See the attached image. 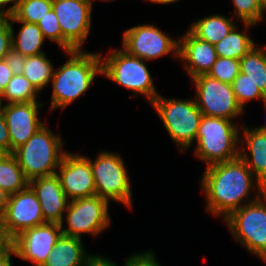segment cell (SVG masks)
Returning a JSON list of instances; mask_svg holds the SVG:
<instances>
[{
    "label": "cell",
    "mask_w": 266,
    "mask_h": 266,
    "mask_svg": "<svg viewBox=\"0 0 266 266\" xmlns=\"http://www.w3.org/2000/svg\"><path fill=\"white\" fill-rule=\"evenodd\" d=\"M179 40L178 59L190 78L208 74L218 55L214 45L195 37L189 30Z\"/></svg>",
    "instance_id": "cell-18"
},
{
    "label": "cell",
    "mask_w": 266,
    "mask_h": 266,
    "mask_svg": "<svg viewBox=\"0 0 266 266\" xmlns=\"http://www.w3.org/2000/svg\"><path fill=\"white\" fill-rule=\"evenodd\" d=\"M11 255L16 256V252L8 243L1 251H0V266H12L11 263Z\"/></svg>",
    "instance_id": "cell-38"
},
{
    "label": "cell",
    "mask_w": 266,
    "mask_h": 266,
    "mask_svg": "<svg viewBox=\"0 0 266 266\" xmlns=\"http://www.w3.org/2000/svg\"><path fill=\"white\" fill-rule=\"evenodd\" d=\"M67 62L54 69L50 110L65 109L80 98L102 75L101 53L86 52L83 49L65 51Z\"/></svg>",
    "instance_id": "cell-2"
},
{
    "label": "cell",
    "mask_w": 266,
    "mask_h": 266,
    "mask_svg": "<svg viewBox=\"0 0 266 266\" xmlns=\"http://www.w3.org/2000/svg\"><path fill=\"white\" fill-rule=\"evenodd\" d=\"M240 130L243 138H240L239 157L266 187V132L255 127H242Z\"/></svg>",
    "instance_id": "cell-19"
},
{
    "label": "cell",
    "mask_w": 266,
    "mask_h": 266,
    "mask_svg": "<svg viewBox=\"0 0 266 266\" xmlns=\"http://www.w3.org/2000/svg\"><path fill=\"white\" fill-rule=\"evenodd\" d=\"M234 5V16H237V20H241L245 26V30H248L252 26L264 20V14L259 0H232Z\"/></svg>",
    "instance_id": "cell-29"
},
{
    "label": "cell",
    "mask_w": 266,
    "mask_h": 266,
    "mask_svg": "<svg viewBox=\"0 0 266 266\" xmlns=\"http://www.w3.org/2000/svg\"><path fill=\"white\" fill-rule=\"evenodd\" d=\"M51 61L46 57V53L26 57L24 75L35 89L40 91L51 82L54 73Z\"/></svg>",
    "instance_id": "cell-26"
},
{
    "label": "cell",
    "mask_w": 266,
    "mask_h": 266,
    "mask_svg": "<svg viewBox=\"0 0 266 266\" xmlns=\"http://www.w3.org/2000/svg\"><path fill=\"white\" fill-rule=\"evenodd\" d=\"M8 244L0 232V251Z\"/></svg>",
    "instance_id": "cell-43"
},
{
    "label": "cell",
    "mask_w": 266,
    "mask_h": 266,
    "mask_svg": "<svg viewBox=\"0 0 266 266\" xmlns=\"http://www.w3.org/2000/svg\"><path fill=\"white\" fill-rule=\"evenodd\" d=\"M101 54L102 74L120 86L134 91L152 103L159 95L146 62L128 54L125 50H111L106 57Z\"/></svg>",
    "instance_id": "cell-6"
},
{
    "label": "cell",
    "mask_w": 266,
    "mask_h": 266,
    "mask_svg": "<svg viewBox=\"0 0 266 266\" xmlns=\"http://www.w3.org/2000/svg\"><path fill=\"white\" fill-rule=\"evenodd\" d=\"M12 27L7 18H0V60L12 49Z\"/></svg>",
    "instance_id": "cell-33"
},
{
    "label": "cell",
    "mask_w": 266,
    "mask_h": 266,
    "mask_svg": "<svg viewBox=\"0 0 266 266\" xmlns=\"http://www.w3.org/2000/svg\"><path fill=\"white\" fill-rule=\"evenodd\" d=\"M163 122L165 130L181 151L196 142V134L203 114L193 99L165 98L158 95L151 103Z\"/></svg>",
    "instance_id": "cell-5"
},
{
    "label": "cell",
    "mask_w": 266,
    "mask_h": 266,
    "mask_svg": "<svg viewBox=\"0 0 266 266\" xmlns=\"http://www.w3.org/2000/svg\"><path fill=\"white\" fill-rule=\"evenodd\" d=\"M52 10V0H15V8L8 20L37 24Z\"/></svg>",
    "instance_id": "cell-28"
},
{
    "label": "cell",
    "mask_w": 266,
    "mask_h": 266,
    "mask_svg": "<svg viewBox=\"0 0 266 266\" xmlns=\"http://www.w3.org/2000/svg\"><path fill=\"white\" fill-rule=\"evenodd\" d=\"M29 185L37 195L44 220L63 225L64 212H66L69 200L61 187L58 176L54 174L34 178L29 181Z\"/></svg>",
    "instance_id": "cell-17"
},
{
    "label": "cell",
    "mask_w": 266,
    "mask_h": 266,
    "mask_svg": "<svg viewBox=\"0 0 266 266\" xmlns=\"http://www.w3.org/2000/svg\"><path fill=\"white\" fill-rule=\"evenodd\" d=\"M122 49L128 54L151 61L174 53L178 58L179 40H174L153 24H143L125 29Z\"/></svg>",
    "instance_id": "cell-13"
},
{
    "label": "cell",
    "mask_w": 266,
    "mask_h": 266,
    "mask_svg": "<svg viewBox=\"0 0 266 266\" xmlns=\"http://www.w3.org/2000/svg\"><path fill=\"white\" fill-rule=\"evenodd\" d=\"M195 85V102L204 116L221 117L234 120L243 115L232 86L215 78L199 75L192 79Z\"/></svg>",
    "instance_id": "cell-10"
},
{
    "label": "cell",
    "mask_w": 266,
    "mask_h": 266,
    "mask_svg": "<svg viewBox=\"0 0 266 266\" xmlns=\"http://www.w3.org/2000/svg\"><path fill=\"white\" fill-rule=\"evenodd\" d=\"M156 259L154 252L146 251L127 257L124 266H161Z\"/></svg>",
    "instance_id": "cell-34"
},
{
    "label": "cell",
    "mask_w": 266,
    "mask_h": 266,
    "mask_svg": "<svg viewBox=\"0 0 266 266\" xmlns=\"http://www.w3.org/2000/svg\"><path fill=\"white\" fill-rule=\"evenodd\" d=\"M39 92L24 75H13L6 89L0 95V104L36 102Z\"/></svg>",
    "instance_id": "cell-27"
},
{
    "label": "cell",
    "mask_w": 266,
    "mask_h": 266,
    "mask_svg": "<svg viewBox=\"0 0 266 266\" xmlns=\"http://www.w3.org/2000/svg\"><path fill=\"white\" fill-rule=\"evenodd\" d=\"M263 102V104H264V107H265V109H266V100H264V101H262ZM256 129H258L259 131H262V132H266V125H264V126H259V127H255Z\"/></svg>",
    "instance_id": "cell-44"
},
{
    "label": "cell",
    "mask_w": 266,
    "mask_h": 266,
    "mask_svg": "<svg viewBox=\"0 0 266 266\" xmlns=\"http://www.w3.org/2000/svg\"><path fill=\"white\" fill-rule=\"evenodd\" d=\"M240 128L233 120L202 116L196 134L195 155L207 166L239 157Z\"/></svg>",
    "instance_id": "cell-3"
},
{
    "label": "cell",
    "mask_w": 266,
    "mask_h": 266,
    "mask_svg": "<svg viewBox=\"0 0 266 266\" xmlns=\"http://www.w3.org/2000/svg\"><path fill=\"white\" fill-rule=\"evenodd\" d=\"M28 185L29 180L13 153H0V187L12 195Z\"/></svg>",
    "instance_id": "cell-23"
},
{
    "label": "cell",
    "mask_w": 266,
    "mask_h": 266,
    "mask_svg": "<svg viewBox=\"0 0 266 266\" xmlns=\"http://www.w3.org/2000/svg\"><path fill=\"white\" fill-rule=\"evenodd\" d=\"M59 223L45 222L25 229L14 237L9 244L16 252V257L42 266L62 234Z\"/></svg>",
    "instance_id": "cell-14"
},
{
    "label": "cell",
    "mask_w": 266,
    "mask_h": 266,
    "mask_svg": "<svg viewBox=\"0 0 266 266\" xmlns=\"http://www.w3.org/2000/svg\"><path fill=\"white\" fill-rule=\"evenodd\" d=\"M82 238L61 234L42 266H88L95 256L88 254Z\"/></svg>",
    "instance_id": "cell-20"
},
{
    "label": "cell",
    "mask_w": 266,
    "mask_h": 266,
    "mask_svg": "<svg viewBox=\"0 0 266 266\" xmlns=\"http://www.w3.org/2000/svg\"><path fill=\"white\" fill-rule=\"evenodd\" d=\"M9 200V194L0 187V216L4 213Z\"/></svg>",
    "instance_id": "cell-41"
},
{
    "label": "cell",
    "mask_w": 266,
    "mask_h": 266,
    "mask_svg": "<svg viewBox=\"0 0 266 266\" xmlns=\"http://www.w3.org/2000/svg\"><path fill=\"white\" fill-rule=\"evenodd\" d=\"M121 155L102 151L95 160L90 159L96 195L109 202L111 199L132 206V191L128 171Z\"/></svg>",
    "instance_id": "cell-8"
},
{
    "label": "cell",
    "mask_w": 266,
    "mask_h": 266,
    "mask_svg": "<svg viewBox=\"0 0 266 266\" xmlns=\"http://www.w3.org/2000/svg\"><path fill=\"white\" fill-rule=\"evenodd\" d=\"M12 27V48L20 52L23 56L29 57L34 55H39L45 53L41 50L42 44L45 41V38L42 34V31L39 29L37 24L28 23L19 20H9ZM21 23L19 33L15 37L13 30V24Z\"/></svg>",
    "instance_id": "cell-22"
},
{
    "label": "cell",
    "mask_w": 266,
    "mask_h": 266,
    "mask_svg": "<svg viewBox=\"0 0 266 266\" xmlns=\"http://www.w3.org/2000/svg\"><path fill=\"white\" fill-rule=\"evenodd\" d=\"M240 72L249 78L266 96V45H256L240 60Z\"/></svg>",
    "instance_id": "cell-24"
},
{
    "label": "cell",
    "mask_w": 266,
    "mask_h": 266,
    "mask_svg": "<svg viewBox=\"0 0 266 266\" xmlns=\"http://www.w3.org/2000/svg\"><path fill=\"white\" fill-rule=\"evenodd\" d=\"M10 137V153L24 145L44 124L38 115L39 102L0 104Z\"/></svg>",
    "instance_id": "cell-16"
},
{
    "label": "cell",
    "mask_w": 266,
    "mask_h": 266,
    "mask_svg": "<svg viewBox=\"0 0 266 266\" xmlns=\"http://www.w3.org/2000/svg\"><path fill=\"white\" fill-rule=\"evenodd\" d=\"M260 6L262 7L263 11L266 12V0H259Z\"/></svg>",
    "instance_id": "cell-45"
},
{
    "label": "cell",
    "mask_w": 266,
    "mask_h": 266,
    "mask_svg": "<svg viewBox=\"0 0 266 266\" xmlns=\"http://www.w3.org/2000/svg\"><path fill=\"white\" fill-rule=\"evenodd\" d=\"M262 260L264 261V263H266V255L262 258Z\"/></svg>",
    "instance_id": "cell-46"
},
{
    "label": "cell",
    "mask_w": 266,
    "mask_h": 266,
    "mask_svg": "<svg viewBox=\"0 0 266 266\" xmlns=\"http://www.w3.org/2000/svg\"><path fill=\"white\" fill-rule=\"evenodd\" d=\"M45 222L37 195L28 185L21 191L9 195L6 209L0 216V232L9 243L25 229Z\"/></svg>",
    "instance_id": "cell-12"
},
{
    "label": "cell",
    "mask_w": 266,
    "mask_h": 266,
    "mask_svg": "<svg viewBox=\"0 0 266 266\" xmlns=\"http://www.w3.org/2000/svg\"><path fill=\"white\" fill-rule=\"evenodd\" d=\"M37 25L45 39L56 42L62 48V31L53 9L47 12Z\"/></svg>",
    "instance_id": "cell-32"
},
{
    "label": "cell",
    "mask_w": 266,
    "mask_h": 266,
    "mask_svg": "<svg viewBox=\"0 0 266 266\" xmlns=\"http://www.w3.org/2000/svg\"><path fill=\"white\" fill-rule=\"evenodd\" d=\"M232 18L224 15L214 14L195 21L188 30L197 38L207 41L212 45L217 44L221 39L228 35L235 26Z\"/></svg>",
    "instance_id": "cell-21"
},
{
    "label": "cell",
    "mask_w": 266,
    "mask_h": 266,
    "mask_svg": "<svg viewBox=\"0 0 266 266\" xmlns=\"http://www.w3.org/2000/svg\"><path fill=\"white\" fill-rule=\"evenodd\" d=\"M4 60L11 69L13 75L22 74L26 62V56H23L20 52L12 48L5 56Z\"/></svg>",
    "instance_id": "cell-35"
},
{
    "label": "cell",
    "mask_w": 266,
    "mask_h": 266,
    "mask_svg": "<svg viewBox=\"0 0 266 266\" xmlns=\"http://www.w3.org/2000/svg\"><path fill=\"white\" fill-rule=\"evenodd\" d=\"M239 73H240L239 60L232 58L218 57L207 75L221 82L231 84Z\"/></svg>",
    "instance_id": "cell-31"
},
{
    "label": "cell",
    "mask_w": 266,
    "mask_h": 266,
    "mask_svg": "<svg viewBox=\"0 0 266 266\" xmlns=\"http://www.w3.org/2000/svg\"><path fill=\"white\" fill-rule=\"evenodd\" d=\"M224 223L235 240L250 253L261 259L266 255V192L232 212Z\"/></svg>",
    "instance_id": "cell-7"
},
{
    "label": "cell",
    "mask_w": 266,
    "mask_h": 266,
    "mask_svg": "<svg viewBox=\"0 0 266 266\" xmlns=\"http://www.w3.org/2000/svg\"><path fill=\"white\" fill-rule=\"evenodd\" d=\"M13 3L6 10L5 7L7 4ZM15 8V0H0V18H8L12 16Z\"/></svg>",
    "instance_id": "cell-39"
},
{
    "label": "cell",
    "mask_w": 266,
    "mask_h": 266,
    "mask_svg": "<svg viewBox=\"0 0 266 266\" xmlns=\"http://www.w3.org/2000/svg\"><path fill=\"white\" fill-rule=\"evenodd\" d=\"M88 266H117L116 263L101 255H95Z\"/></svg>",
    "instance_id": "cell-40"
},
{
    "label": "cell",
    "mask_w": 266,
    "mask_h": 266,
    "mask_svg": "<svg viewBox=\"0 0 266 266\" xmlns=\"http://www.w3.org/2000/svg\"><path fill=\"white\" fill-rule=\"evenodd\" d=\"M201 187L207 200L206 212L223 216L224 219L243 205L256 201L266 192L265 185L240 157L206 166ZM253 188L256 189L254 198L250 195Z\"/></svg>",
    "instance_id": "cell-1"
},
{
    "label": "cell",
    "mask_w": 266,
    "mask_h": 266,
    "mask_svg": "<svg viewBox=\"0 0 266 266\" xmlns=\"http://www.w3.org/2000/svg\"><path fill=\"white\" fill-rule=\"evenodd\" d=\"M148 1L155 4H171L179 0H148Z\"/></svg>",
    "instance_id": "cell-42"
},
{
    "label": "cell",
    "mask_w": 266,
    "mask_h": 266,
    "mask_svg": "<svg viewBox=\"0 0 266 266\" xmlns=\"http://www.w3.org/2000/svg\"><path fill=\"white\" fill-rule=\"evenodd\" d=\"M108 203L97 195L69 201L64 217L68 227L61 225L62 234L81 238L85 233L93 236L102 233L110 226Z\"/></svg>",
    "instance_id": "cell-9"
},
{
    "label": "cell",
    "mask_w": 266,
    "mask_h": 266,
    "mask_svg": "<svg viewBox=\"0 0 266 266\" xmlns=\"http://www.w3.org/2000/svg\"><path fill=\"white\" fill-rule=\"evenodd\" d=\"M0 153H10V137L1 106H0Z\"/></svg>",
    "instance_id": "cell-36"
},
{
    "label": "cell",
    "mask_w": 266,
    "mask_h": 266,
    "mask_svg": "<svg viewBox=\"0 0 266 266\" xmlns=\"http://www.w3.org/2000/svg\"><path fill=\"white\" fill-rule=\"evenodd\" d=\"M236 27L237 25L231 29L227 36L214 45L218 57L240 60L256 45L246 34L248 31L239 32Z\"/></svg>",
    "instance_id": "cell-25"
},
{
    "label": "cell",
    "mask_w": 266,
    "mask_h": 266,
    "mask_svg": "<svg viewBox=\"0 0 266 266\" xmlns=\"http://www.w3.org/2000/svg\"><path fill=\"white\" fill-rule=\"evenodd\" d=\"M13 73L8 67L5 60H0V95L6 89L7 84L11 80Z\"/></svg>",
    "instance_id": "cell-37"
},
{
    "label": "cell",
    "mask_w": 266,
    "mask_h": 266,
    "mask_svg": "<svg viewBox=\"0 0 266 266\" xmlns=\"http://www.w3.org/2000/svg\"><path fill=\"white\" fill-rule=\"evenodd\" d=\"M63 146L64 142L59 133L53 134L44 124L24 145L17 148L13 155L30 181L56 174L66 153Z\"/></svg>",
    "instance_id": "cell-4"
},
{
    "label": "cell",
    "mask_w": 266,
    "mask_h": 266,
    "mask_svg": "<svg viewBox=\"0 0 266 266\" xmlns=\"http://www.w3.org/2000/svg\"><path fill=\"white\" fill-rule=\"evenodd\" d=\"M56 175L68 200L96 195L90 157L66 152Z\"/></svg>",
    "instance_id": "cell-15"
},
{
    "label": "cell",
    "mask_w": 266,
    "mask_h": 266,
    "mask_svg": "<svg viewBox=\"0 0 266 266\" xmlns=\"http://www.w3.org/2000/svg\"><path fill=\"white\" fill-rule=\"evenodd\" d=\"M236 100L241 108L245 109V104L253 99L266 100V96L244 73H239L231 83Z\"/></svg>",
    "instance_id": "cell-30"
},
{
    "label": "cell",
    "mask_w": 266,
    "mask_h": 266,
    "mask_svg": "<svg viewBox=\"0 0 266 266\" xmlns=\"http://www.w3.org/2000/svg\"><path fill=\"white\" fill-rule=\"evenodd\" d=\"M92 3L91 0H52L64 52L82 49L92 26Z\"/></svg>",
    "instance_id": "cell-11"
}]
</instances>
